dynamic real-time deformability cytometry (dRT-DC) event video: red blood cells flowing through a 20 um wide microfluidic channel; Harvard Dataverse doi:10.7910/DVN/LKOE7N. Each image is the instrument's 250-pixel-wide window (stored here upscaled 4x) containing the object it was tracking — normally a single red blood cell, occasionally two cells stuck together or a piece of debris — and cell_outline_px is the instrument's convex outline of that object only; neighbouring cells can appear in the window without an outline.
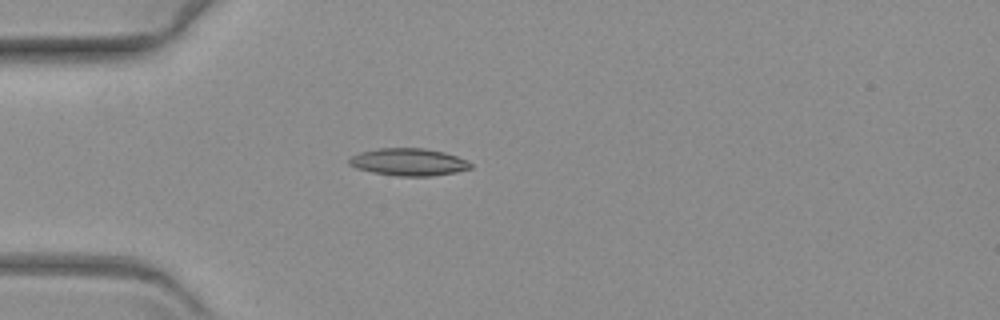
{"species": "common noctule bat (a hibernating species)", "species_latin": "Nyctalus noctula", "temperature_condition": "warm", "stored_images_in_passage": 44, "camera_frame_rate_fps": 3000, "um_per_image_px": 0.085, "animal": {"sex": "female", "body_mass_g": 19.3, "forearm_length_mm": 54.1}, "frame": {"image": 1, "passage_image": 1, "time_ms": 0.0, "image_size_px": [1000, 320], "cell_outline_px": [[472, 168], [456, 172], [432, 176], [396, 176], [372, 172], [356, 168], [348, 164], [348, 160], [352, 156], [360, 152], [376, 148], [424, 148], [444, 152], [468, 160], [472, 164]], "centroid_in_image_um": [34.73, 13.77], "position_along_channel_um": 50.3, "area_um2": 19.48}}
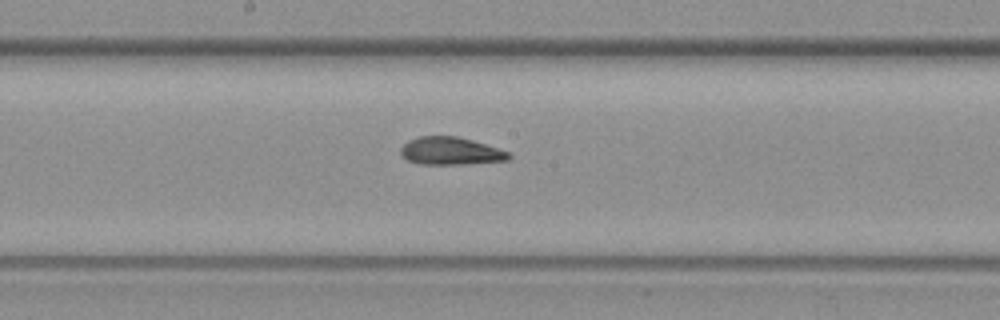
{"frame": {"image": 2, "passage_image": 16, "time_ms": 5.0, "image_size_px": [1000, 320], "cell_outline_px": [[512, 156], [508, 160], [468, 164], [420, 164], [408, 160], [400, 152], [400, 148], [408, 140], [420, 136], [456, 136], [472, 140], [508, 152]], "centroid_in_image_um": [38.29, 12.84], "position_along_channel_um": 209.9, "area_um2": 17.28}}
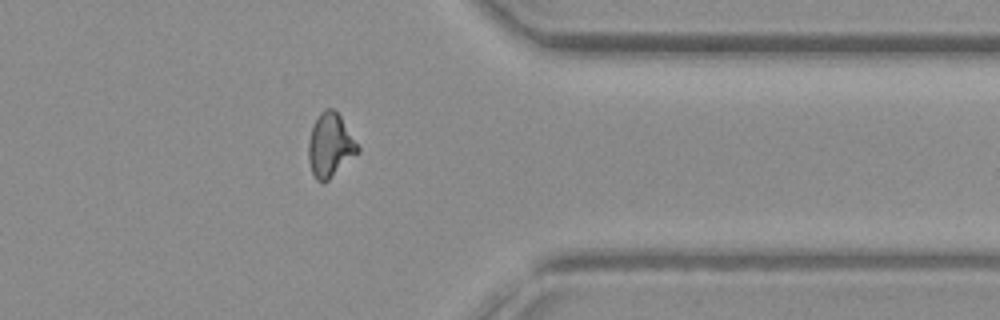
{"frame": {"image": 3, "passage_image": 32, "time_ms": 10.333, "image_size_px": [1000, 320], "cell_outline_px": [[360, 152], [324, 184], [320, 184], [316, 180], [312, 172], [308, 160], [308, 144], [312, 128], [320, 112], [324, 108], [332, 108], [340, 116], [360, 148]], "centroid_in_image_um": [28.06, 12.39], "position_along_channel_um": 383.3, "area_um2": 18.32}}